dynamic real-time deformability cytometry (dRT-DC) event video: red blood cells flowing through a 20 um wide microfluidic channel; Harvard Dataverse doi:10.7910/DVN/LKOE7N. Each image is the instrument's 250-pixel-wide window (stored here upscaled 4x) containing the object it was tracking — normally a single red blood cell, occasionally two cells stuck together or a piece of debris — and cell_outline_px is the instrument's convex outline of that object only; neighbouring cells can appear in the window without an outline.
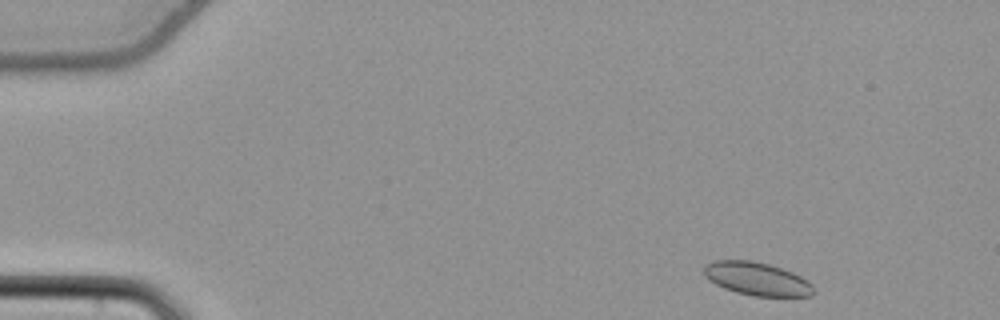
{"species": "common noctule bat (a hibernating species)", "species_latin": "Nyctalus noctula", "temperature_condition": "cold", "stored_images_in_passage": 51, "camera_frame_rate_fps": 3000, "um_per_image_px": 0.085, "animal": {"sex": "female", "body_mass_g": 22.7, "forearm_length_mm": 54.2}, "frame": {"image": 1, "passage_image": 2, "time_ms": 0.333, "image_size_px": [1000, 320], "cell_outline_px": [[816, 292], [812, 296], [752, 296], [736, 292], [724, 288], [716, 284], [704, 276], [704, 264], [716, 260], [752, 260], [768, 264], [792, 272], [808, 280], [812, 284]], "centroid_in_image_um": [64.35, 23.7], "position_along_channel_um": 20.6, "area_um2": 21.27}}
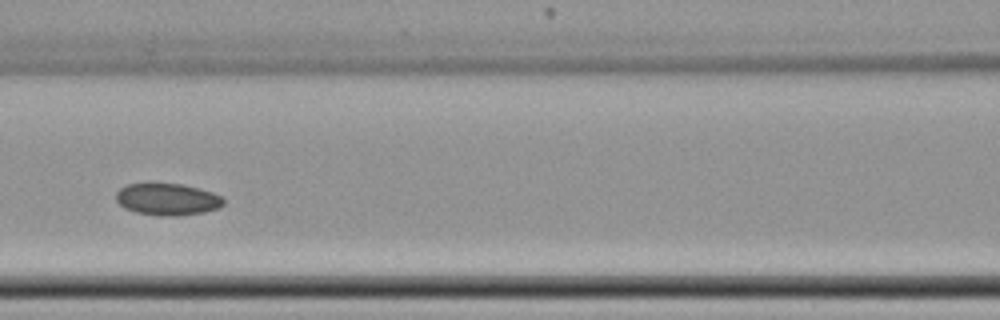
{"frame": {"image": 2, "passage_image": 21, "time_ms": 6.667, "image_size_px": [1000, 320], "cell_outline_px": [[224, 204], [220, 208], [204, 212], [176, 216], [160, 216], [136, 212], [124, 208], [116, 200], [116, 192], [120, 188], [128, 184], [152, 180], [180, 184], [200, 188], [212, 192], [220, 196], [224, 200]], "centroid_in_image_um": [14.2, 16.9], "position_along_channel_um": 152.4, "area_um2": 20.69}}
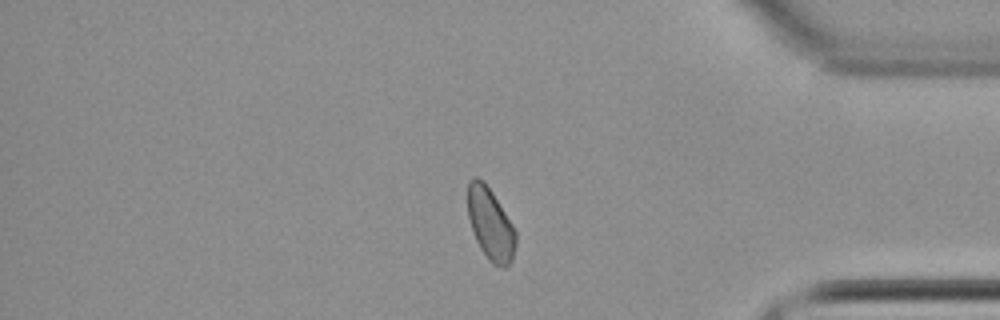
{"frame": {"image": 3, "passage_image": 42, "time_ms": 13.667, "image_size_px": [1000, 320], "cell_outline_px": [[516, 244], [512, 260], [504, 268], [492, 264], [488, 260], [480, 248], [476, 240], [468, 216], [468, 180], [472, 176], [476, 176], [484, 180], [492, 192], [512, 224], [516, 232]], "centroid_in_image_um": [41.68, 19.03], "position_along_channel_um": 393.5, "area_um2": 20.17}}